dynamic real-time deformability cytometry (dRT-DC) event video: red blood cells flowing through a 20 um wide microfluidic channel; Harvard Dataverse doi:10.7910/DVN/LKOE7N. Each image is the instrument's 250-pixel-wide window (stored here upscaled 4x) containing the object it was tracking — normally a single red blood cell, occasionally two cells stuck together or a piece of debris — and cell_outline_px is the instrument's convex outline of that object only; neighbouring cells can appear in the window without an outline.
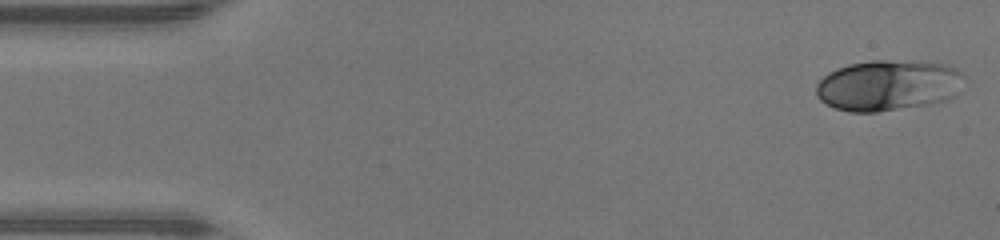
{"species": "human", "species_latin": "Homo sapiens", "temperature_condition": "warm", "stored_images_in_passage": 46, "camera_frame_rate_fps": 3000, "um_per_image_px": 0.085, "donor": {"sex": "male"}, "frame": {"image": 1, "passage_image": 1, "time_ms": 0.0, "image_size_px": [1000, 240], "cell_outline_px": [[964, 76], [956, 96], [948, 100], [932, 104], [876, 112], [848, 112], [836, 108], [820, 100], [816, 96], [816, 84], [828, 72], [836, 68], [848, 64], [872, 60], [884, 60], [944, 64], [956, 68]], "centroid_in_image_um": [75.48, 7.27], "position_along_channel_um": 9.5, "area_um2": 43.93}}
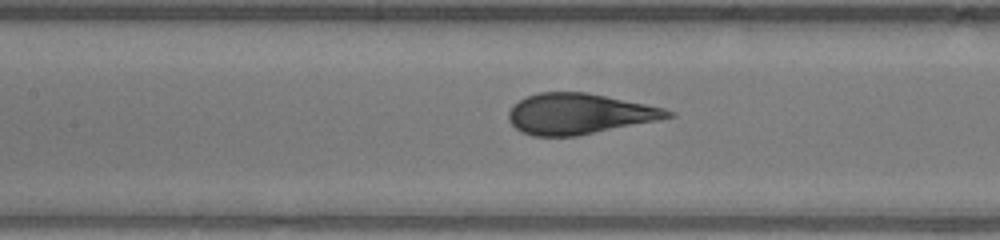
{"frame": {"image": 2, "passage_image": 20, "time_ms": 6.333, "image_size_px": [1000, 240], "cell_outline_px": [[676, 116], [660, 120], [576, 136], [532, 136], [516, 128], [508, 120], [508, 112], [520, 100], [528, 96], [540, 92], [588, 92], [664, 108], [676, 112]], "centroid_in_image_um": [49.28, 9.68], "position_along_channel_um": 158.1, "area_um2": 37.63}}
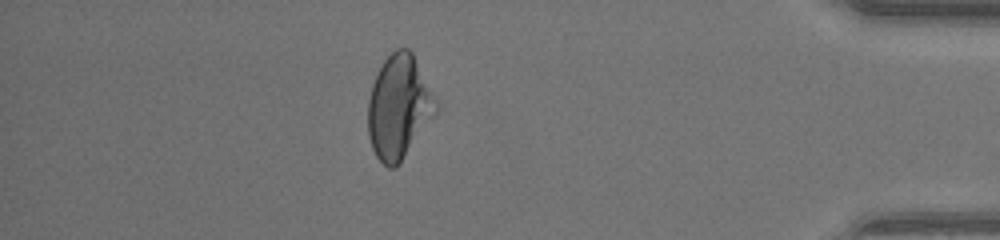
{"frame": {"image": 3, "passage_image": 40, "time_ms": 13.0, "image_size_px": [1000, 240], "cell_outline_px": [[440, 108], [400, 164], [396, 168], [388, 168], [376, 156], [372, 148], [368, 136], [368, 100], [372, 84], [384, 60], [396, 48], [408, 48], [412, 52], [440, 104]], "centroid_in_image_um": [33.93, 9.11], "position_along_channel_um": 401.3, "area_um2": 41.38}, "authors_computed_cell_mechanics": {"area_um2": 39.2751, "velocity_mm_per_s": 4.3637, "shape_relaxation_time_tau1_ms": 4.2722, "shape_relaxation_time_tau2_ms": null, "deformation_change_tau1": 0.216, "deformation_change_tau2": null}}